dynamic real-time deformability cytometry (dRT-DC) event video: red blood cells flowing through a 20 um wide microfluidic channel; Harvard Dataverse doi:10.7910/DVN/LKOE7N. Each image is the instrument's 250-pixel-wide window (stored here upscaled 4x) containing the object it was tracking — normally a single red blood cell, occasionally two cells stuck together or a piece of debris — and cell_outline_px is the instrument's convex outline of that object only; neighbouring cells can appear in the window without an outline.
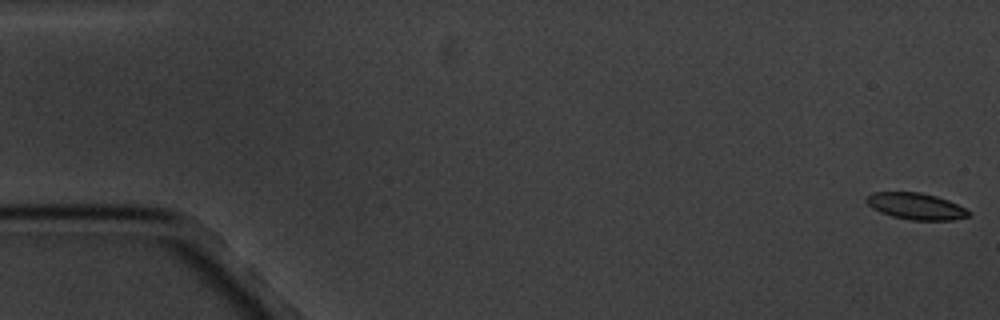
{"species": "common noctule bat (a hibernating species)", "species_latin": "Nyctalus noctula", "temperature_condition": "cold", "stored_images_in_passage": 13, "camera_frame_rate_fps": 3000, "um_per_image_px": 0.085, "animal": {"sex": "male", "body_mass_g": 20.1, "forearm_length_mm": 53.5}, "frame": {"image": 1, "passage_image": 1, "time_ms": 0.0, "image_size_px": [1000, 320], "cell_outline_px": [[972, 216], [952, 220], [912, 220], [892, 216], [880, 212], [872, 208], [864, 200], [872, 192], [920, 192], [936, 196], [948, 200], [972, 212]], "centroid_in_image_um": [77.87, 17.53], "position_along_channel_um": 7.1, "area_um2": 15.84}}
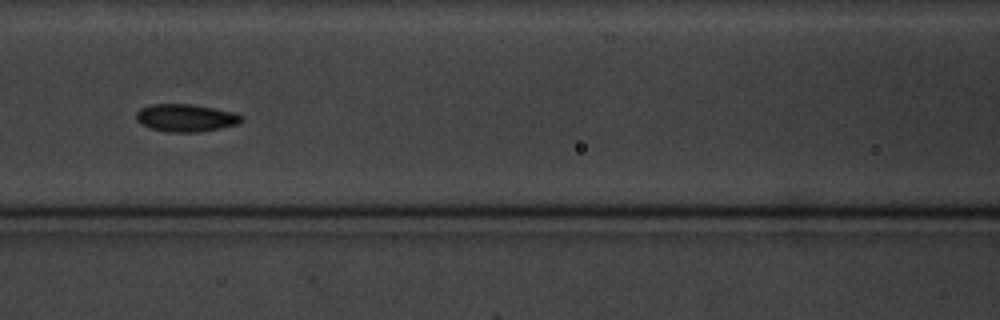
{"frame": {"image": 2, "passage_image": 8, "time_ms": 8.333, "image_size_px": [1000, 320], "cell_outline_px": [[244, 120], [240, 124], [200, 132], [168, 132], [148, 128], [140, 124], [136, 120], [136, 112], [140, 108], [152, 104], [192, 104], [236, 112], [244, 116]], "centroid_in_image_um": [15.82, 10.02], "position_along_channel_um": 150.8, "area_um2": 17.28}}
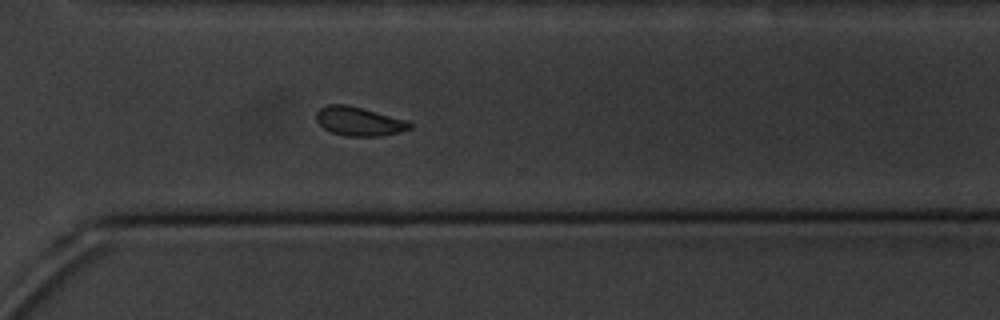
{"frame": {"image": 3, "passage_image": 13, "time_ms": 14.0, "image_size_px": [1000, 320], "cell_outline_px": [[412, 128], [400, 132], [380, 136], [344, 136], [332, 132], [324, 128], [316, 120], [316, 112], [320, 108], [328, 104], [344, 104], [408, 120], [412, 124]], "centroid_in_image_um": [30.52, 10.32], "position_along_channel_um": 340.1, "area_um2": 15.66}}